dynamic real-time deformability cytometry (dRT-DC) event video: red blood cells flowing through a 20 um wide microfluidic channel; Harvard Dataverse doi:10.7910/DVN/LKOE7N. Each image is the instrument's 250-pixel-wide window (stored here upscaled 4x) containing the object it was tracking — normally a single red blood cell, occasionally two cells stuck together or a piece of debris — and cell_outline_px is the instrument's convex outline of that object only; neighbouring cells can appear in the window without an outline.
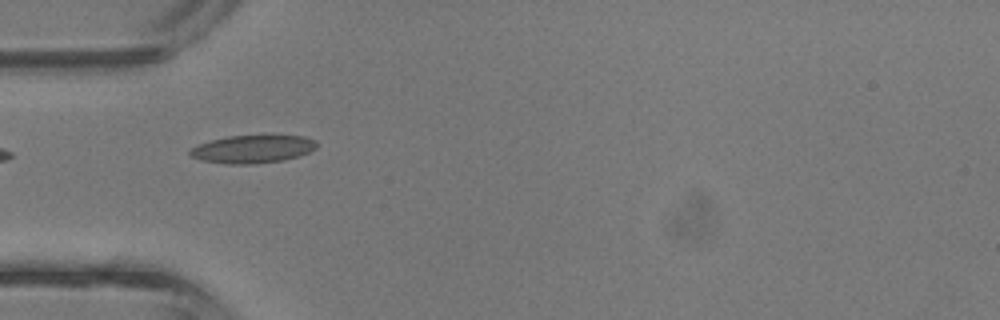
{"species": "common noctule bat (a hibernating species)", "species_latin": "Nyctalus noctula", "temperature_condition": "room temperature", "stored_images_in_passage": 4, "camera_frame_rate_fps": 3000, "um_per_image_px": 0.085, "animal": {"sex": "male", "body_mass_g": 13.3}, "frame": {"image": 1, "passage_image": 4, "time_ms": 1.0, "image_size_px": [1000, 320], "cell_outline_px": [[316, 148], [300, 156], [284, 160], [252, 164], [228, 164], [200, 160], [192, 156], [188, 152], [192, 148], [200, 144], [212, 140], [228, 136], [304, 136], [316, 140]], "centroid_in_image_um": [21.49, 12.68], "position_along_channel_um": 63.5, "area_um2": 20.4}}